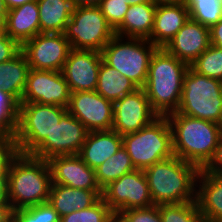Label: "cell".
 Masks as SVG:
<instances>
[{
	"label": "cell",
	"instance_id": "cell-41",
	"mask_svg": "<svg viewBox=\"0 0 222 222\" xmlns=\"http://www.w3.org/2000/svg\"><path fill=\"white\" fill-rule=\"evenodd\" d=\"M209 30L211 45L222 49V19L218 23L212 25Z\"/></svg>",
	"mask_w": 222,
	"mask_h": 222
},
{
	"label": "cell",
	"instance_id": "cell-29",
	"mask_svg": "<svg viewBox=\"0 0 222 222\" xmlns=\"http://www.w3.org/2000/svg\"><path fill=\"white\" fill-rule=\"evenodd\" d=\"M190 18L211 27L222 19V0H184Z\"/></svg>",
	"mask_w": 222,
	"mask_h": 222
},
{
	"label": "cell",
	"instance_id": "cell-1",
	"mask_svg": "<svg viewBox=\"0 0 222 222\" xmlns=\"http://www.w3.org/2000/svg\"><path fill=\"white\" fill-rule=\"evenodd\" d=\"M166 117L172 131L173 154L203 169L218 146L222 125L178 112Z\"/></svg>",
	"mask_w": 222,
	"mask_h": 222
},
{
	"label": "cell",
	"instance_id": "cell-21",
	"mask_svg": "<svg viewBox=\"0 0 222 222\" xmlns=\"http://www.w3.org/2000/svg\"><path fill=\"white\" fill-rule=\"evenodd\" d=\"M122 146V136L113 130L91 131L88 133L78 156L95 170Z\"/></svg>",
	"mask_w": 222,
	"mask_h": 222
},
{
	"label": "cell",
	"instance_id": "cell-46",
	"mask_svg": "<svg viewBox=\"0 0 222 222\" xmlns=\"http://www.w3.org/2000/svg\"><path fill=\"white\" fill-rule=\"evenodd\" d=\"M6 16L7 14H0V35L6 34Z\"/></svg>",
	"mask_w": 222,
	"mask_h": 222
},
{
	"label": "cell",
	"instance_id": "cell-48",
	"mask_svg": "<svg viewBox=\"0 0 222 222\" xmlns=\"http://www.w3.org/2000/svg\"><path fill=\"white\" fill-rule=\"evenodd\" d=\"M147 2H152V1L151 0H129V6L136 5V4H142V3H147Z\"/></svg>",
	"mask_w": 222,
	"mask_h": 222
},
{
	"label": "cell",
	"instance_id": "cell-4",
	"mask_svg": "<svg viewBox=\"0 0 222 222\" xmlns=\"http://www.w3.org/2000/svg\"><path fill=\"white\" fill-rule=\"evenodd\" d=\"M199 169L177 156L144 170L154 205L196 201Z\"/></svg>",
	"mask_w": 222,
	"mask_h": 222
},
{
	"label": "cell",
	"instance_id": "cell-34",
	"mask_svg": "<svg viewBox=\"0 0 222 222\" xmlns=\"http://www.w3.org/2000/svg\"><path fill=\"white\" fill-rule=\"evenodd\" d=\"M114 222H162L159 205L124 210L114 214Z\"/></svg>",
	"mask_w": 222,
	"mask_h": 222
},
{
	"label": "cell",
	"instance_id": "cell-44",
	"mask_svg": "<svg viewBox=\"0 0 222 222\" xmlns=\"http://www.w3.org/2000/svg\"><path fill=\"white\" fill-rule=\"evenodd\" d=\"M31 1H37V0H4V3L7 9L11 10Z\"/></svg>",
	"mask_w": 222,
	"mask_h": 222
},
{
	"label": "cell",
	"instance_id": "cell-27",
	"mask_svg": "<svg viewBox=\"0 0 222 222\" xmlns=\"http://www.w3.org/2000/svg\"><path fill=\"white\" fill-rule=\"evenodd\" d=\"M138 88L133 81L121 75L119 71L107 65L103 60L101 61L95 89L98 94L114 103Z\"/></svg>",
	"mask_w": 222,
	"mask_h": 222
},
{
	"label": "cell",
	"instance_id": "cell-6",
	"mask_svg": "<svg viewBox=\"0 0 222 222\" xmlns=\"http://www.w3.org/2000/svg\"><path fill=\"white\" fill-rule=\"evenodd\" d=\"M176 112L222 125V81L200 75L189 67Z\"/></svg>",
	"mask_w": 222,
	"mask_h": 222
},
{
	"label": "cell",
	"instance_id": "cell-25",
	"mask_svg": "<svg viewBox=\"0 0 222 222\" xmlns=\"http://www.w3.org/2000/svg\"><path fill=\"white\" fill-rule=\"evenodd\" d=\"M30 66L26 56L20 51L12 59L0 63V89L21 102Z\"/></svg>",
	"mask_w": 222,
	"mask_h": 222
},
{
	"label": "cell",
	"instance_id": "cell-9",
	"mask_svg": "<svg viewBox=\"0 0 222 222\" xmlns=\"http://www.w3.org/2000/svg\"><path fill=\"white\" fill-rule=\"evenodd\" d=\"M64 36L72 49L101 52L115 36V32L98 6H86L74 7L72 16L66 24Z\"/></svg>",
	"mask_w": 222,
	"mask_h": 222
},
{
	"label": "cell",
	"instance_id": "cell-32",
	"mask_svg": "<svg viewBox=\"0 0 222 222\" xmlns=\"http://www.w3.org/2000/svg\"><path fill=\"white\" fill-rule=\"evenodd\" d=\"M60 222H114V212L101 197L93 206L60 217Z\"/></svg>",
	"mask_w": 222,
	"mask_h": 222
},
{
	"label": "cell",
	"instance_id": "cell-38",
	"mask_svg": "<svg viewBox=\"0 0 222 222\" xmlns=\"http://www.w3.org/2000/svg\"><path fill=\"white\" fill-rule=\"evenodd\" d=\"M21 51V45L8 35H0V63L15 57Z\"/></svg>",
	"mask_w": 222,
	"mask_h": 222
},
{
	"label": "cell",
	"instance_id": "cell-26",
	"mask_svg": "<svg viewBox=\"0 0 222 222\" xmlns=\"http://www.w3.org/2000/svg\"><path fill=\"white\" fill-rule=\"evenodd\" d=\"M40 33H64L74 6L71 0H37Z\"/></svg>",
	"mask_w": 222,
	"mask_h": 222
},
{
	"label": "cell",
	"instance_id": "cell-2",
	"mask_svg": "<svg viewBox=\"0 0 222 222\" xmlns=\"http://www.w3.org/2000/svg\"><path fill=\"white\" fill-rule=\"evenodd\" d=\"M51 185L48 161L18 153L9 166L5 198L14 210L36 206L48 202Z\"/></svg>",
	"mask_w": 222,
	"mask_h": 222
},
{
	"label": "cell",
	"instance_id": "cell-10",
	"mask_svg": "<svg viewBox=\"0 0 222 222\" xmlns=\"http://www.w3.org/2000/svg\"><path fill=\"white\" fill-rule=\"evenodd\" d=\"M102 199L114 212L154 205L144 170L127 173L102 189Z\"/></svg>",
	"mask_w": 222,
	"mask_h": 222
},
{
	"label": "cell",
	"instance_id": "cell-8",
	"mask_svg": "<svg viewBox=\"0 0 222 222\" xmlns=\"http://www.w3.org/2000/svg\"><path fill=\"white\" fill-rule=\"evenodd\" d=\"M66 112L67 108L59 105L20 102L15 135L19 153L30 154L46 136H50Z\"/></svg>",
	"mask_w": 222,
	"mask_h": 222
},
{
	"label": "cell",
	"instance_id": "cell-40",
	"mask_svg": "<svg viewBox=\"0 0 222 222\" xmlns=\"http://www.w3.org/2000/svg\"><path fill=\"white\" fill-rule=\"evenodd\" d=\"M14 209L10 202L5 198H0V222H13Z\"/></svg>",
	"mask_w": 222,
	"mask_h": 222
},
{
	"label": "cell",
	"instance_id": "cell-5",
	"mask_svg": "<svg viewBox=\"0 0 222 222\" xmlns=\"http://www.w3.org/2000/svg\"><path fill=\"white\" fill-rule=\"evenodd\" d=\"M123 147L137 170L174 156L172 131L166 116H158L141 130L122 136Z\"/></svg>",
	"mask_w": 222,
	"mask_h": 222
},
{
	"label": "cell",
	"instance_id": "cell-20",
	"mask_svg": "<svg viewBox=\"0 0 222 222\" xmlns=\"http://www.w3.org/2000/svg\"><path fill=\"white\" fill-rule=\"evenodd\" d=\"M196 188V202L205 220L222 222V176L201 169L196 179Z\"/></svg>",
	"mask_w": 222,
	"mask_h": 222
},
{
	"label": "cell",
	"instance_id": "cell-16",
	"mask_svg": "<svg viewBox=\"0 0 222 222\" xmlns=\"http://www.w3.org/2000/svg\"><path fill=\"white\" fill-rule=\"evenodd\" d=\"M102 54L96 50L71 49L62 74L71 93L95 91Z\"/></svg>",
	"mask_w": 222,
	"mask_h": 222
},
{
	"label": "cell",
	"instance_id": "cell-3",
	"mask_svg": "<svg viewBox=\"0 0 222 222\" xmlns=\"http://www.w3.org/2000/svg\"><path fill=\"white\" fill-rule=\"evenodd\" d=\"M188 68L187 63L178 60L164 48H157L153 53L143 89L158 116H168L177 111Z\"/></svg>",
	"mask_w": 222,
	"mask_h": 222
},
{
	"label": "cell",
	"instance_id": "cell-30",
	"mask_svg": "<svg viewBox=\"0 0 222 222\" xmlns=\"http://www.w3.org/2000/svg\"><path fill=\"white\" fill-rule=\"evenodd\" d=\"M162 222H207L196 201L159 204Z\"/></svg>",
	"mask_w": 222,
	"mask_h": 222
},
{
	"label": "cell",
	"instance_id": "cell-33",
	"mask_svg": "<svg viewBox=\"0 0 222 222\" xmlns=\"http://www.w3.org/2000/svg\"><path fill=\"white\" fill-rule=\"evenodd\" d=\"M13 222H60L58 212L49 202L14 210Z\"/></svg>",
	"mask_w": 222,
	"mask_h": 222
},
{
	"label": "cell",
	"instance_id": "cell-36",
	"mask_svg": "<svg viewBox=\"0 0 222 222\" xmlns=\"http://www.w3.org/2000/svg\"><path fill=\"white\" fill-rule=\"evenodd\" d=\"M18 118L19 106H0V134L15 138Z\"/></svg>",
	"mask_w": 222,
	"mask_h": 222
},
{
	"label": "cell",
	"instance_id": "cell-37",
	"mask_svg": "<svg viewBox=\"0 0 222 222\" xmlns=\"http://www.w3.org/2000/svg\"><path fill=\"white\" fill-rule=\"evenodd\" d=\"M19 151L15 138L2 136L0 138V178L8 177L11 161L18 155Z\"/></svg>",
	"mask_w": 222,
	"mask_h": 222
},
{
	"label": "cell",
	"instance_id": "cell-42",
	"mask_svg": "<svg viewBox=\"0 0 222 222\" xmlns=\"http://www.w3.org/2000/svg\"><path fill=\"white\" fill-rule=\"evenodd\" d=\"M0 106H20V103L11 94L0 89Z\"/></svg>",
	"mask_w": 222,
	"mask_h": 222
},
{
	"label": "cell",
	"instance_id": "cell-14",
	"mask_svg": "<svg viewBox=\"0 0 222 222\" xmlns=\"http://www.w3.org/2000/svg\"><path fill=\"white\" fill-rule=\"evenodd\" d=\"M157 117L158 115L151 108L145 90L138 88L113 103L112 130L121 136L134 133Z\"/></svg>",
	"mask_w": 222,
	"mask_h": 222
},
{
	"label": "cell",
	"instance_id": "cell-24",
	"mask_svg": "<svg viewBox=\"0 0 222 222\" xmlns=\"http://www.w3.org/2000/svg\"><path fill=\"white\" fill-rule=\"evenodd\" d=\"M156 7L152 2L129 6L122 23L114 30L115 35L148 40L153 29Z\"/></svg>",
	"mask_w": 222,
	"mask_h": 222
},
{
	"label": "cell",
	"instance_id": "cell-47",
	"mask_svg": "<svg viewBox=\"0 0 222 222\" xmlns=\"http://www.w3.org/2000/svg\"><path fill=\"white\" fill-rule=\"evenodd\" d=\"M7 178H0V198L5 197Z\"/></svg>",
	"mask_w": 222,
	"mask_h": 222
},
{
	"label": "cell",
	"instance_id": "cell-17",
	"mask_svg": "<svg viewBox=\"0 0 222 222\" xmlns=\"http://www.w3.org/2000/svg\"><path fill=\"white\" fill-rule=\"evenodd\" d=\"M47 161L52 184L85 190H102L96 181L95 170L78 155L55 156Z\"/></svg>",
	"mask_w": 222,
	"mask_h": 222
},
{
	"label": "cell",
	"instance_id": "cell-13",
	"mask_svg": "<svg viewBox=\"0 0 222 222\" xmlns=\"http://www.w3.org/2000/svg\"><path fill=\"white\" fill-rule=\"evenodd\" d=\"M70 90L61 71L30 69L21 102L67 108Z\"/></svg>",
	"mask_w": 222,
	"mask_h": 222
},
{
	"label": "cell",
	"instance_id": "cell-12",
	"mask_svg": "<svg viewBox=\"0 0 222 222\" xmlns=\"http://www.w3.org/2000/svg\"><path fill=\"white\" fill-rule=\"evenodd\" d=\"M64 33H39L21 45L30 69L62 71L71 50Z\"/></svg>",
	"mask_w": 222,
	"mask_h": 222
},
{
	"label": "cell",
	"instance_id": "cell-43",
	"mask_svg": "<svg viewBox=\"0 0 222 222\" xmlns=\"http://www.w3.org/2000/svg\"><path fill=\"white\" fill-rule=\"evenodd\" d=\"M102 0H71L74 7L98 6Z\"/></svg>",
	"mask_w": 222,
	"mask_h": 222
},
{
	"label": "cell",
	"instance_id": "cell-35",
	"mask_svg": "<svg viewBox=\"0 0 222 222\" xmlns=\"http://www.w3.org/2000/svg\"><path fill=\"white\" fill-rule=\"evenodd\" d=\"M98 7L108 24L115 30L125 17L129 0H102Z\"/></svg>",
	"mask_w": 222,
	"mask_h": 222
},
{
	"label": "cell",
	"instance_id": "cell-45",
	"mask_svg": "<svg viewBox=\"0 0 222 222\" xmlns=\"http://www.w3.org/2000/svg\"><path fill=\"white\" fill-rule=\"evenodd\" d=\"M156 6L161 5H175L183 3L184 0H151Z\"/></svg>",
	"mask_w": 222,
	"mask_h": 222
},
{
	"label": "cell",
	"instance_id": "cell-39",
	"mask_svg": "<svg viewBox=\"0 0 222 222\" xmlns=\"http://www.w3.org/2000/svg\"><path fill=\"white\" fill-rule=\"evenodd\" d=\"M202 170L206 173L222 176V135L214 155Z\"/></svg>",
	"mask_w": 222,
	"mask_h": 222
},
{
	"label": "cell",
	"instance_id": "cell-31",
	"mask_svg": "<svg viewBox=\"0 0 222 222\" xmlns=\"http://www.w3.org/2000/svg\"><path fill=\"white\" fill-rule=\"evenodd\" d=\"M189 67L200 75L222 81V49L210 45Z\"/></svg>",
	"mask_w": 222,
	"mask_h": 222
},
{
	"label": "cell",
	"instance_id": "cell-18",
	"mask_svg": "<svg viewBox=\"0 0 222 222\" xmlns=\"http://www.w3.org/2000/svg\"><path fill=\"white\" fill-rule=\"evenodd\" d=\"M210 45L209 27L189 18L164 49L190 65Z\"/></svg>",
	"mask_w": 222,
	"mask_h": 222
},
{
	"label": "cell",
	"instance_id": "cell-49",
	"mask_svg": "<svg viewBox=\"0 0 222 222\" xmlns=\"http://www.w3.org/2000/svg\"><path fill=\"white\" fill-rule=\"evenodd\" d=\"M8 9L5 6L4 0H0V14H7Z\"/></svg>",
	"mask_w": 222,
	"mask_h": 222
},
{
	"label": "cell",
	"instance_id": "cell-19",
	"mask_svg": "<svg viewBox=\"0 0 222 222\" xmlns=\"http://www.w3.org/2000/svg\"><path fill=\"white\" fill-rule=\"evenodd\" d=\"M189 18V10L183 3L157 6L148 40L157 48H164Z\"/></svg>",
	"mask_w": 222,
	"mask_h": 222
},
{
	"label": "cell",
	"instance_id": "cell-22",
	"mask_svg": "<svg viewBox=\"0 0 222 222\" xmlns=\"http://www.w3.org/2000/svg\"><path fill=\"white\" fill-rule=\"evenodd\" d=\"M102 197V190L71 188L52 184L48 202L60 217L93 206Z\"/></svg>",
	"mask_w": 222,
	"mask_h": 222
},
{
	"label": "cell",
	"instance_id": "cell-23",
	"mask_svg": "<svg viewBox=\"0 0 222 222\" xmlns=\"http://www.w3.org/2000/svg\"><path fill=\"white\" fill-rule=\"evenodd\" d=\"M40 33L39 7L37 1L8 10L6 35L20 45Z\"/></svg>",
	"mask_w": 222,
	"mask_h": 222
},
{
	"label": "cell",
	"instance_id": "cell-15",
	"mask_svg": "<svg viewBox=\"0 0 222 222\" xmlns=\"http://www.w3.org/2000/svg\"><path fill=\"white\" fill-rule=\"evenodd\" d=\"M67 111L91 131L112 130L113 102L96 91H81L70 94Z\"/></svg>",
	"mask_w": 222,
	"mask_h": 222
},
{
	"label": "cell",
	"instance_id": "cell-7",
	"mask_svg": "<svg viewBox=\"0 0 222 222\" xmlns=\"http://www.w3.org/2000/svg\"><path fill=\"white\" fill-rule=\"evenodd\" d=\"M115 35L102 49L103 61L139 88L146 84L151 57L157 47L147 39Z\"/></svg>",
	"mask_w": 222,
	"mask_h": 222
},
{
	"label": "cell",
	"instance_id": "cell-28",
	"mask_svg": "<svg viewBox=\"0 0 222 222\" xmlns=\"http://www.w3.org/2000/svg\"><path fill=\"white\" fill-rule=\"evenodd\" d=\"M135 170L131 157L122 146L119 150L95 169L96 181L101 189L110 182Z\"/></svg>",
	"mask_w": 222,
	"mask_h": 222
},
{
	"label": "cell",
	"instance_id": "cell-11",
	"mask_svg": "<svg viewBox=\"0 0 222 222\" xmlns=\"http://www.w3.org/2000/svg\"><path fill=\"white\" fill-rule=\"evenodd\" d=\"M88 133L82 122L67 111L50 136H46L29 155L46 161L55 156L78 155Z\"/></svg>",
	"mask_w": 222,
	"mask_h": 222
}]
</instances>
